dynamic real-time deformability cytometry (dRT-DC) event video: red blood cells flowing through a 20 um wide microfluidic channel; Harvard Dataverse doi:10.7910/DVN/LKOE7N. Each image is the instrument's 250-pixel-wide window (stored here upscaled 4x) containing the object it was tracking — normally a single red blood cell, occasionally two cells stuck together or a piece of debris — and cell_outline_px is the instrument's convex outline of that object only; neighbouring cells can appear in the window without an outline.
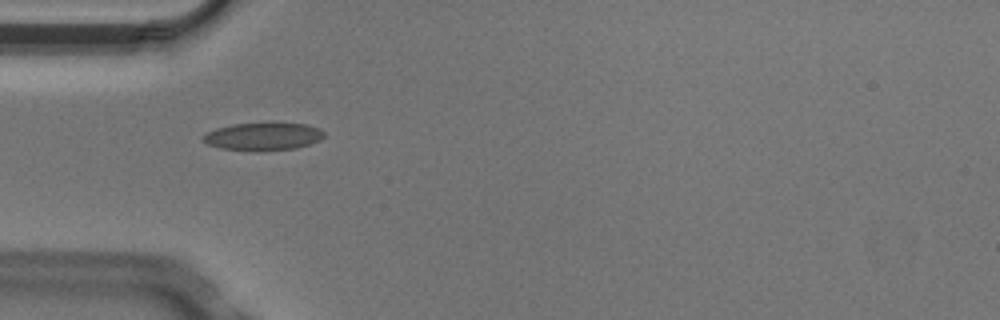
{"species": "Egyptian fruit bat (a non-hibernating species)", "species_latin": "Rousettus aegyptiacus", "temperature_condition": "cold", "stored_images_in_passage": 2, "camera_frame_rate_fps": 3000, "um_per_image_px": 0.085, "animal": {"sex": "male"}, "frame": {"image": 1, "passage_image": 2, "time_ms": 0.333, "image_size_px": [1000, 320], "cell_outline_px": [[324, 136], [320, 140], [296, 148], [220, 148], [208, 144], [200, 136], [204, 132], [216, 128], [232, 124], [272, 120], [308, 124], [320, 128], [324, 132]], "centroid_in_image_um": [22.39, 11.49], "position_along_channel_um": 62.6, "area_um2": 19.59}}